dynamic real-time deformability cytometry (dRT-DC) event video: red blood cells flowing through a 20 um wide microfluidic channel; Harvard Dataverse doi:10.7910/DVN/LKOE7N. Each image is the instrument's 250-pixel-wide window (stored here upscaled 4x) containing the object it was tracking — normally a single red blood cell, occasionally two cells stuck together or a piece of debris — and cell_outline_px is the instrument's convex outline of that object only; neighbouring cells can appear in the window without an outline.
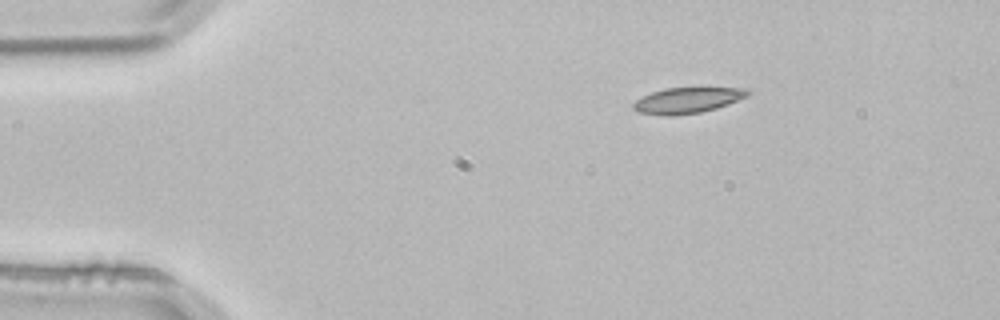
{"species": "common noctule bat (a hibernating species)", "species_latin": "Nyctalus noctula", "temperature_condition": "room temperature", "stored_images_in_passage": 3, "segment_of_instrument_passage": [1, 2], "camera_frame_rate_fps": 3000, "um_per_image_px": 0.085, "animal": {"sex": "male", "body_mass_g": 21.5, "forearm_length_mm": 52.0}, "frame": {"image": 1, "passage_image": 1, "time_ms": 0.0, "image_size_px": [1000, 320], "cell_outline_px": [[752, 92], [748, 96], [728, 104], [716, 108], [700, 112], [672, 116], [664, 116], [636, 112], [632, 108], [632, 104], [636, 100], [652, 92], [664, 88], [748, 88]], "centroid_in_image_um": [58.42, 8.53], "position_along_channel_um": 26.6, "area_um2": 17.22}}